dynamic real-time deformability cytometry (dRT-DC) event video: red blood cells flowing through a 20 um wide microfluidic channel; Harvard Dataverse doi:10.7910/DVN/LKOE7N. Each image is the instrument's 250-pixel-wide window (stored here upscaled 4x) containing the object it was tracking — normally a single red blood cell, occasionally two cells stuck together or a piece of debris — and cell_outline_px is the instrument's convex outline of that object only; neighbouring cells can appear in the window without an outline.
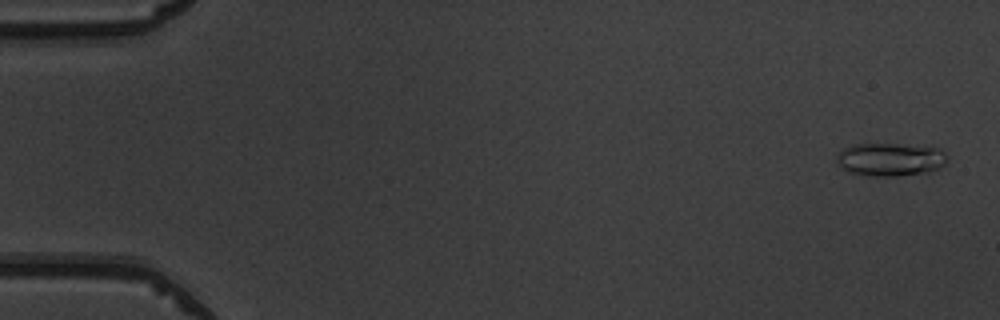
{"species": "common noctule bat (a hibernating species)", "species_latin": "Nyctalus noctula", "temperature_condition": "warm", "stored_images_in_passage": 52, "camera_frame_rate_fps": 3000, "um_per_image_px": 0.085, "animal": {"sex": "male", "body_mass_g": 19.5, "forearm_length_mm": 54.6}, "frame": {"image": 1, "passage_image": 2, "time_ms": 0.333, "image_size_px": [1000, 320], "cell_outline_px": [[948, 160], [940, 168], [928, 172], [896, 176], [868, 176], [848, 172], [840, 168], [836, 160], [836, 156], [844, 148], [856, 144], [896, 144], [940, 148], [948, 156]], "centroid_in_image_um": [75.67, 13.56], "position_along_channel_um": 9.3, "area_um2": 21.5}}
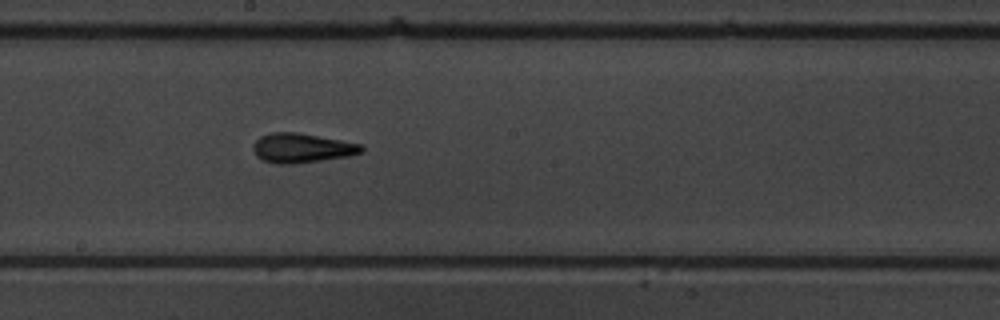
{"frame": {"image": 2, "passage_image": 29, "time_ms": 9.333, "image_size_px": [1000, 320], "cell_outline_px": [[364, 148], [360, 152], [348, 156], [320, 160], [288, 164], [280, 164], [264, 160], [256, 156], [252, 148], [252, 144], [260, 136], [272, 132], [296, 132], [364, 144]], "centroid_in_image_um": [25.64, 12.56], "position_along_channel_um": 222.6, "area_um2": 18.44}}
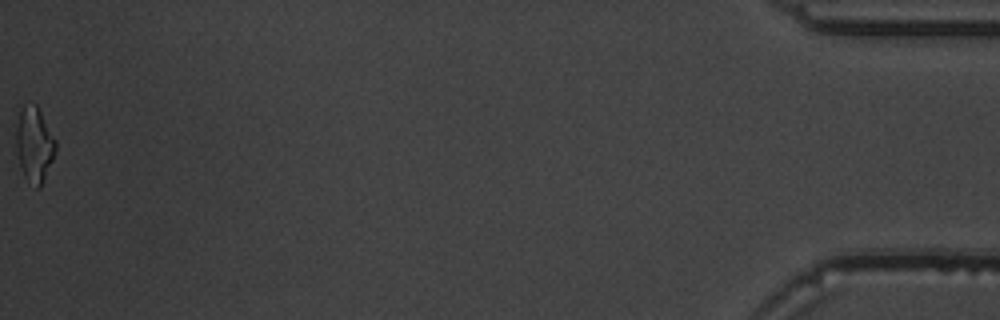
{"frame": {"image": 3, "passage_image": 52, "time_ms": 17.0, "image_size_px": [1000, 320], "cell_outline_px": [[56, 152], [40, 188], [36, 188], [24, 176], [16, 152], [16, 128], [20, 108], [24, 104], [36, 104], [56, 140]], "centroid_in_image_um": [2.91, 12.27], "position_along_channel_um": 432.3, "area_um2": 17.22}, "authors_computed_cell_mechanics": {"area_um2": 17.6001, "velocity_mm_per_s": 3.995, "shape_relaxation_time_tau1_ms": 3.1041, "shape_relaxation_time_tau2_ms": 1.7281, "deformation_change_tau1": 0.187, "deformation_change_tau2": 0.1222}}